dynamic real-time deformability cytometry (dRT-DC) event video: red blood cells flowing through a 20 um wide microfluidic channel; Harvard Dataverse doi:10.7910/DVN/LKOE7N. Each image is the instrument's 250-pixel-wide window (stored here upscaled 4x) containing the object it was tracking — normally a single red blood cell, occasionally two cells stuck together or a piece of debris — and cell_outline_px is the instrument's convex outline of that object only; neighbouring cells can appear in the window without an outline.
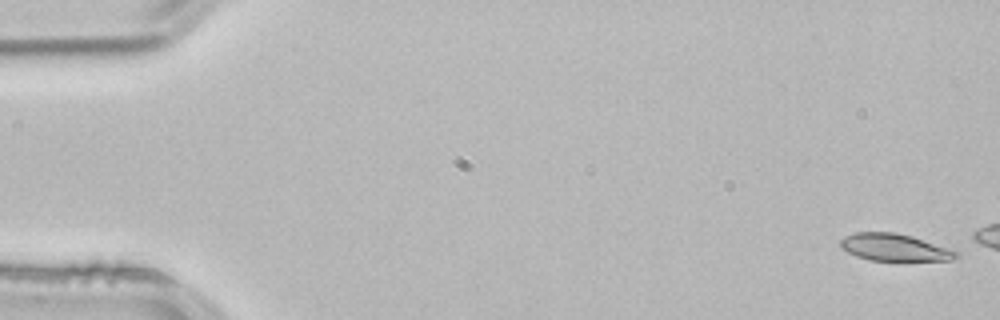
{"species": "common noctule bat (a hibernating species)", "species_latin": "Nyctalus noctula", "temperature_condition": "room temperature", "stored_images_in_passage": 9, "camera_frame_rate_fps": 3000, "um_per_image_px": 0.085, "animal": {"sex": "male", "body_mass_g": 21.5, "forearm_length_mm": 52.0}, "frame": {"image": 1, "passage_image": 1, "time_ms": 0.0, "image_size_px": [1000, 320], "cell_outline_px": [[960, 256], [952, 260], [900, 264], [868, 260], [856, 256], [840, 248], [840, 240], [856, 232], [896, 232], [912, 236], [960, 252]], "centroid_in_image_um": [76.1, 21.1], "position_along_channel_um": 8.9, "area_um2": 19.42}}